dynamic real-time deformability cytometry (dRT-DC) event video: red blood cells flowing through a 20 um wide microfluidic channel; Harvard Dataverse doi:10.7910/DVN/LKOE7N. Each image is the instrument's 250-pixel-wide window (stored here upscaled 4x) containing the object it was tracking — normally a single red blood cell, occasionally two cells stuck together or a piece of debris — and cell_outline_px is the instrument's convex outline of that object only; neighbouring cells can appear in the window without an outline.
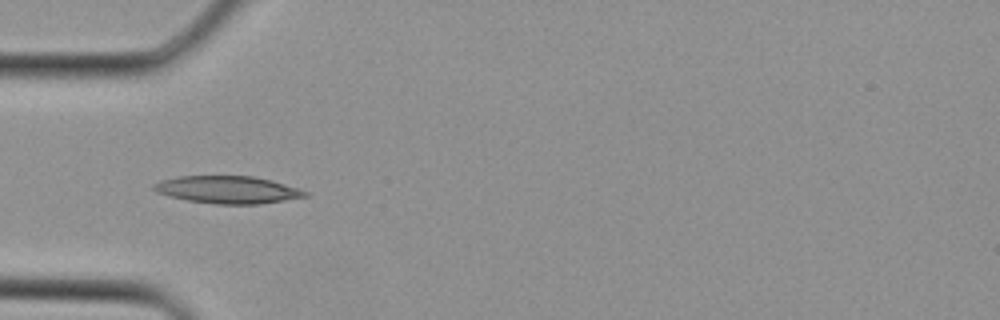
{"species": "Egyptian fruit bat (a non-hibernating species)", "species_latin": "Rousettus aegyptiacus", "temperature_condition": "cold", "stored_images_in_passage": 25, "camera_frame_rate_fps": 3000, "um_per_image_px": 0.085, "animal": {"sex": "female"}, "frame": {"image": 1, "passage_image": 1, "time_ms": 0.0, "image_size_px": [1000, 320], "cell_outline_px": [[308, 196], [260, 204], [216, 204], [188, 200], [168, 196], [156, 192], [152, 188], [152, 184], [160, 180], [176, 176], [252, 176], [272, 180], [300, 188], [308, 192]], "centroid_in_image_um": [19.34, 16.12], "position_along_channel_um": 65.7, "area_um2": 24.33}}
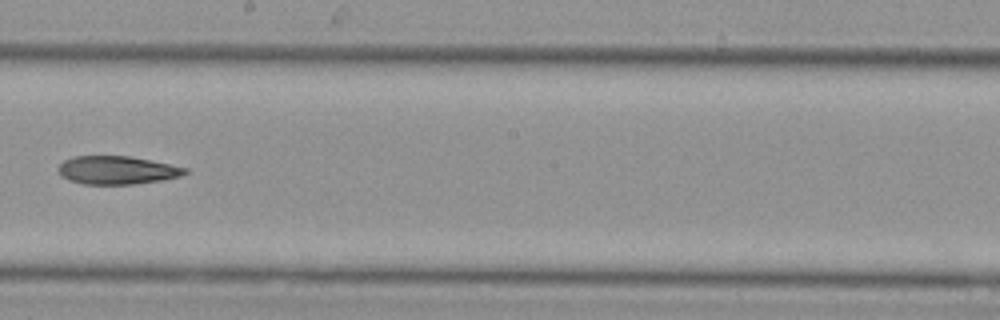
{"frame": {"image": 2, "passage_image": 10, "time_ms": 3.0, "image_size_px": [1000, 320], "cell_outline_px": [[188, 172], [180, 176], [160, 180], [132, 184], [84, 184], [68, 180], [60, 176], [56, 168], [64, 160], [72, 156], [132, 156], [188, 168]], "centroid_in_image_um": [9.9, 14.45], "position_along_channel_um": 238.3, "area_um2": 20.92}}
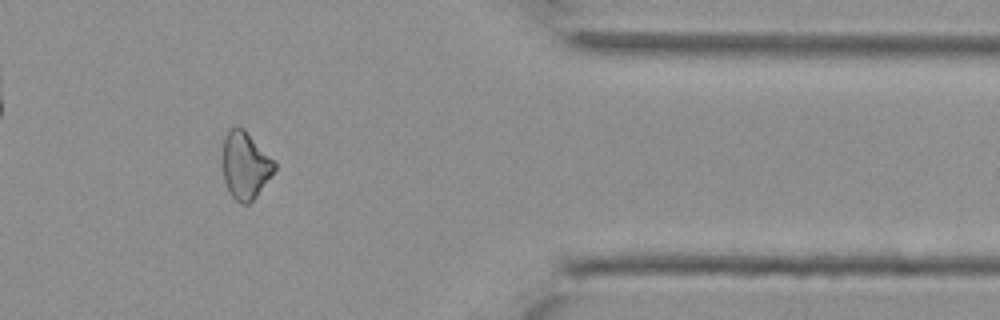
{"frame": {"image": 3, "passage_image": 19, "time_ms": 6.0, "image_size_px": [1000, 320], "cell_outline_px": [[276, 168], [256, 196], [248, 204], [240, 204], [228, 192], [224, 180], [224, 136], [232, 128], [244, 128], [276, 164]], "centroid_in_image_um": [20.84, 14.09], "position_along_channel_um": 390.6, "area_um2": 19.71}}